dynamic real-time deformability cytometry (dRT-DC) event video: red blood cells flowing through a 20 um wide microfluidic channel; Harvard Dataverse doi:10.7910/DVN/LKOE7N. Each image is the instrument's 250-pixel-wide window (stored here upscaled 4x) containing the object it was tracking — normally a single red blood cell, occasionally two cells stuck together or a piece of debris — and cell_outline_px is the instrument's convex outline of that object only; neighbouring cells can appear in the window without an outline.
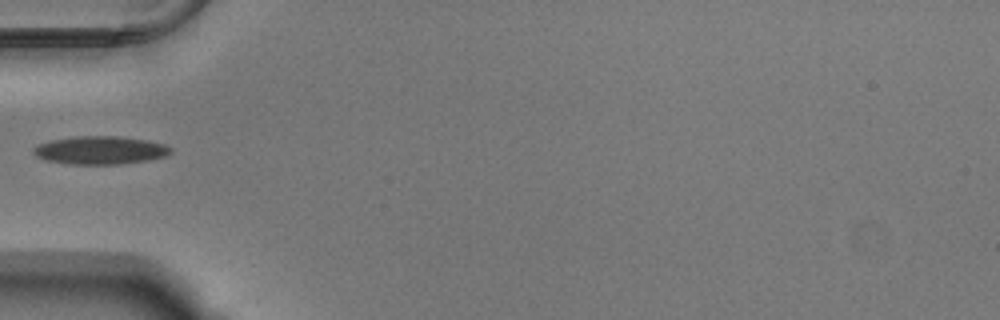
{"species": "Egyptian fruit bat (a non-hibernating species)", "species_latin": "Rousettus aegyptiacus", "temperature_condition": "warm", "stored_images_in_passage": 21, "camera_frame_rate_fps": 3000, "um_per_image_px": 0.085, "animal": {"sex": "male"}, "frame": {"image": 1, "passage_image": 1, "time_ms": 0.0, "image_size_px": [1000, 320], "cell_outline_px": [[172, 152], [168, 156], [148, 160], [120, 164], [68, 164], [44, 160], [36, 156], [32, 152], [32, 148], [36, 144], [52, 140], [76, 136], [120, 136], [148, 140], [164, 144], [172, 148]], "centroid_in_image_um": [8.52, 12.77], "position_along_channel_um": 76.5, "area_um2": 22.77}}
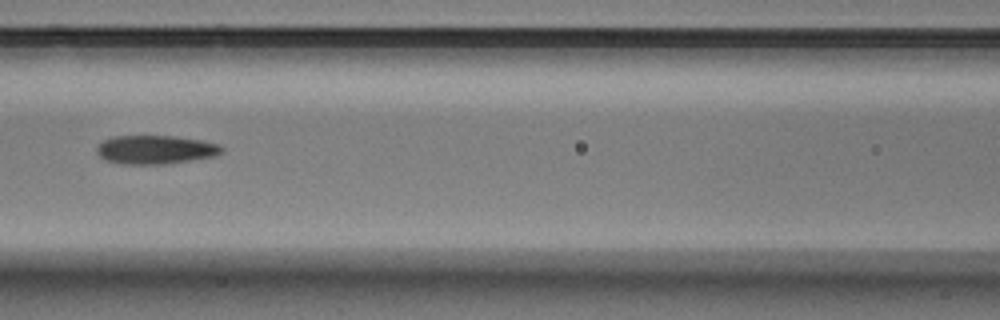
{"frame": {"image": 2, "passage_image": 7, "time_ms": 2.0, "image_size_px": [1000, 320], "cell_outline_px": [[224, 152], [216, 156], [164, 164], [124, 164], [108, 160], [100, 156], [96, 152], [96, 148], [104, 140], [112, 136], [176, 136], [200, 140], [220, 144], [224, 148]], "centroid_in_image_um": [13.26, 12.71], "position_along_channel_um": 153.3, "area_um2": 20.87}}
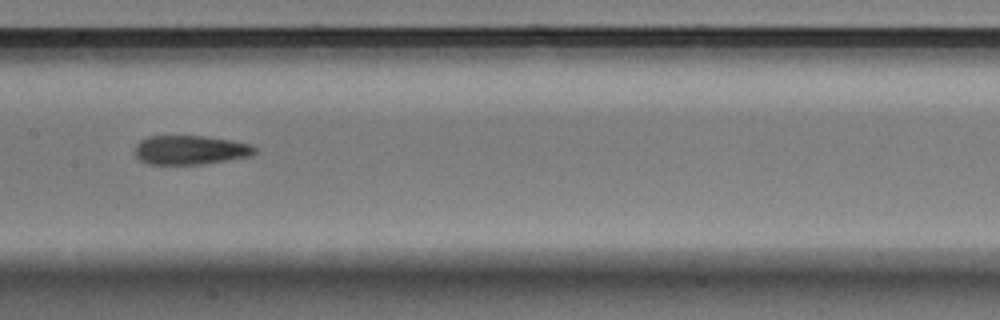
{"frame": {"image": 3, "passage_image": 10, "time_ms": 3.0, "image_size_px": [1000, 320], "cell_outline_px": [[256, 152], [252, 156], [204, 164], [148, 164], [140, 160], [136, 156], [136, 144], [140, 140], [148, 136], [204, 136], [236, 140], [252, 144], [256, 148]], "centroid_in_image_um": [16.23, 12.74], "position_along_channel_um": 191.2, "area_um2": 20.58}}